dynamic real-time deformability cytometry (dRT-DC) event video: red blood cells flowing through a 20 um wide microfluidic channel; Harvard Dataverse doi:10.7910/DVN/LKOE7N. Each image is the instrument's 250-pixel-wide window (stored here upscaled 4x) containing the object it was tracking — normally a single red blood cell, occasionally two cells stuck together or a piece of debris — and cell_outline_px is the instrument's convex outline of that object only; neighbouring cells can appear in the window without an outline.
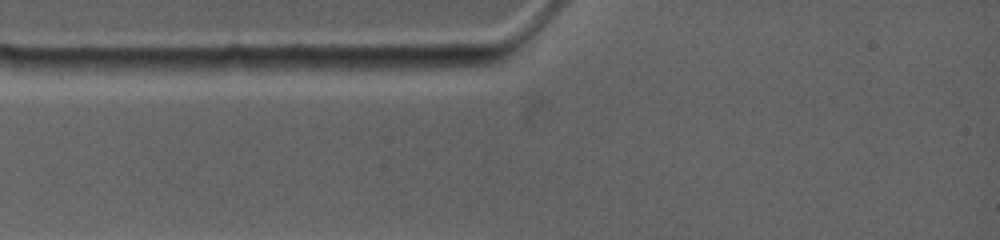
{"species": "common noctule bat (a hibernating species)", "species_latin": "Nyctalus noctula", "temperature_condition": "warm", "stored_images_in_passage": 3, "segment_of_instrument_passage": [1, 2], "camera_frame_rate_fps": 4500, "um_per_image_px": 0.085, "animal": {"sex": "female", "body_mass_g": 19.0, "forearm_length_mm": 53.3}, "frame": {"image": 1, "passage_image": 1, "time_ms": 0.0, "image_size_px": [1000, 240], "cell_outline_px": [[256, 68], [224, 72], [132, 68], [124, 64], [128, 60], [228, 56], [248, 56]], "centroid_in_image_um": [16.63, 5.43], "position_along_channel_um": 68.4, "area_um2": 11.16}}